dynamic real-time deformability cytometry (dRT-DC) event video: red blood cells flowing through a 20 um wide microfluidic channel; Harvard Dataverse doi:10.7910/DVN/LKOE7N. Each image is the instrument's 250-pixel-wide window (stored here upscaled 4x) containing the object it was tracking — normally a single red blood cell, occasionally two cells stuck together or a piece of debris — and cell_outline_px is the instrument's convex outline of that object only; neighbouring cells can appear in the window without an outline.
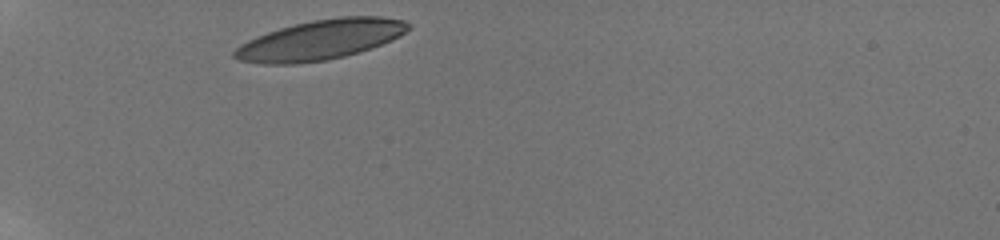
{"species": "human", "species_latin": "Homo sapiens", "temperature_condition": "room temperature", "stored_images_in_passage": 32, "camera_frame_rate_fps": 3000, "um_per_image_px": 0.085, "donor": {"sex": "male"}, "frame": {"image": 1, "passage_image": 1, "time_ms": 0.0, "image_size_px": [1000, 240], "cell_outline_px": [[412, 28], [400, 36], [392, 40], [372, 48], [360, 52], [328, 60], [296, 64], [264, 64], [236, 60], [232, 56], [232, 52], [240, 44], [256, 36], [280, 28], [312, 20], [340, 16], [380, 16], [404, 20], [412, 24]], "centroid_in_image_um": [27.26, 3.39], "position_along_channel_um": 57.7, "area_um2": 40.81}}
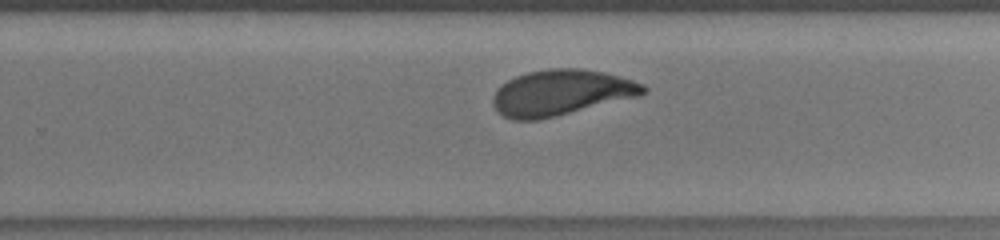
{"frame": {"image": 2, "passage_image": 21, "time_ms": 6.667, "image_size_px": [1000, 240], "cell_outline_px": [[648, 92], [640, 96], [540, 120], [512, 120], [496, 112], [492, 104], [492, 96], [496, 88], [508, 80], [516, 76], [528, 72], [548, 68], [580, 68], [604, 72], [620, 76], [644, 84], [648, 88]], "centroid_in_image_um": [47.69, 7.88], "position_along_channel_um": 282.1, "area_um2": 40.52}}
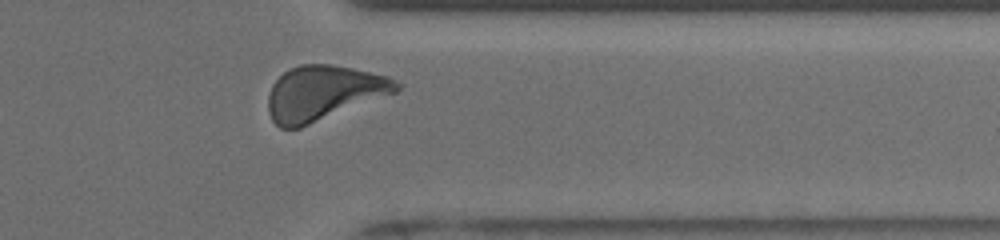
{"frame": {"image": 3, "passage_image": 29, "time_ms": 9.333, "image_size_px": [1000, 240], "cell_outline_px": [[404, 84], [396, 92], [300, 128], [280, 128], [272, 120], [268, 112], [268, 96], [272, 84], [288, 68], [300, 64], [332, 64], [352, 68], [388, 76]], "centroid_in_image_um": [27.49, 7.89], "position_along_channel_um": 383.9, "area_um2": 40.98}, "authors_computed_cell_mechanics": {"area_um2": 40.1421, "velocity_mm_per_s": 3.8175, "shape_relaxation_time_tau1_ms": 3.4914, "shape_relaxation_time_tau2_ms": 1.2109, "deformation_change_tau1": 0.1596, "deformation_change_tau2": 0.0836}}